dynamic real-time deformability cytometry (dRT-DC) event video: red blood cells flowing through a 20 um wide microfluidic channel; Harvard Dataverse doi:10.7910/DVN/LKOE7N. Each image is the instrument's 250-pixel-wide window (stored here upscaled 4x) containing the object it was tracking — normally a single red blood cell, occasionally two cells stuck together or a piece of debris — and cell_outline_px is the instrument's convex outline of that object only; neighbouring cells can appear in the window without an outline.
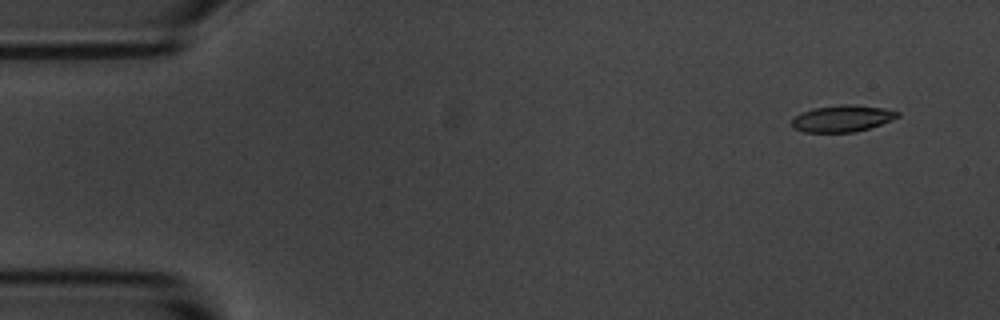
{"species": "common noctule bat (a hibernating species)", "species_latin": "Nyctalus noctula", "temperature_condition": "room temperature", "stored_images_in_passage": 55, "camera_frame_rate_fps": 3000, "um_per_image_px": 0.085, "animal": {"sex": "male", "body_mass_g": 20.1, "forearm_length_mm": 53.5}, "frame": {"image": 1, "passage_image": 4, "time_ms": 1.0, "image_size_px": [1000, 320], "cell_outline_px": [[900, 116], [880, 124], [856, 132], [804, 132], [792, 128], [792, 120], [796, 116], [812, 108], [840, 104], [852, 104], [884, 108], [900, 112]], "centroid_in_image_um": [71.59, 10.07], "position_along_channel_um": 13.4, "area_um2": 16.36}}
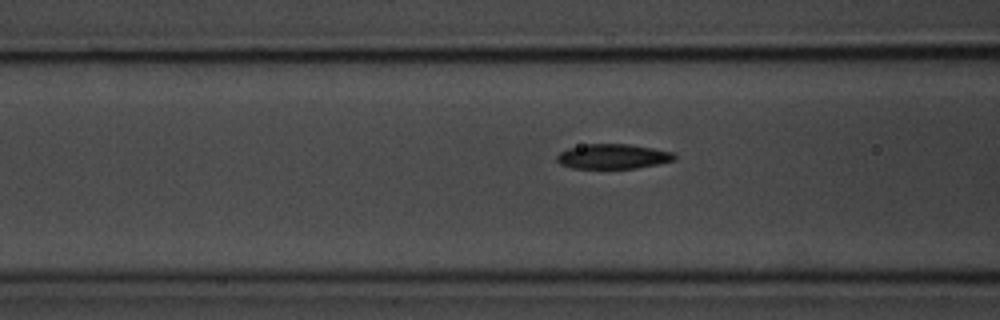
{"frame": {"image": 2, "passage_image": 21, "time_ms": 6.667, "image_size_px": [1000, 320], "cell_outline_px": [[676, 160], [636, 168], [572, 168], [560, 164], [556, 160], [556, 156], [560, 152], [568, 148], [588, 144], [628, 144], [652, 148], [672, 152], [676, 156]], "centroid_in_image_um": [52.08, 13.3], "position_along_channel_um": 114.5, "area_um2": 16.88}}
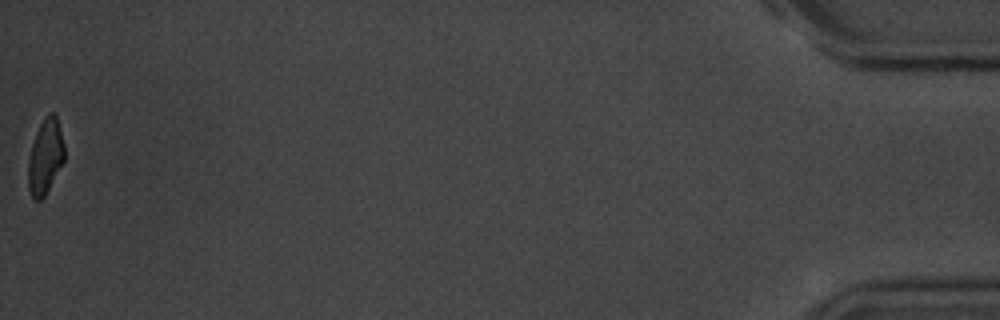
{"frame": {"image": 3, "passage_image": 55, "time_ms": 18.0, "image_size_px": [1000, 320], "cell_outline_px": [[64, 160], [44, 196], [40, 200], [32, 200], [28, 188], [28, 160], [32, 144], [36, 132], [44, 116], [48, 112], [52, 112], [56, 116], [64, 144]], "centroid_in_image_um": [3.83, 13.31], "position_along_channel_um": 431.4, "area_um2": 15.72}, "authors_computed_cell_mechanics": {"area_um2": 17.2244, "velocity_mm_per_s": 3.6689, "shape_relaxation_time_tau1_ms": 2.8691, "shape_relaxation_time_tau2_ms": 3.4118, "deformation_change_tau1": 0.131, "deformation_change_tau2": 0.088}}